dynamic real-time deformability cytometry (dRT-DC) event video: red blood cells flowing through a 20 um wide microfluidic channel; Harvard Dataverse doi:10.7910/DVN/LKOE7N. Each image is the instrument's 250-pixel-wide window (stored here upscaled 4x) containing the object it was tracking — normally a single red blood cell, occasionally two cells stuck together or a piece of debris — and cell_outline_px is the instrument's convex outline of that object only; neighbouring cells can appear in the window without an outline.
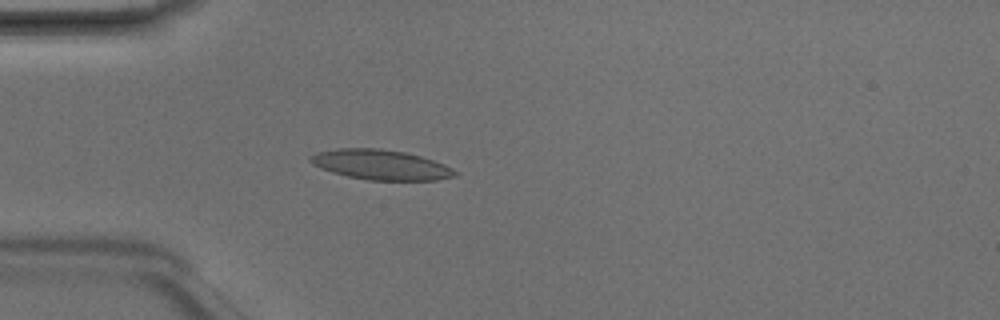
{"species": "Egyptian fruit bat (a non-hibernating species)", "species_latin": "Rousettus aegyptiacus", "temperature_condition": "room temperature", "stored_images_in_passage": 4, "camera_frame_rate_fps": 3000, "um_per_image_px": 0.085, "animal": {"sex": "male"}, "frame": {"image": 1, "passage_image": 4, "time_ms": 1.0, "image_size_px": [1000, 320], "cell_outline_px": [[460, 172], [456, 176], [436, 180], [368, 180], [348, 176], [332, 172], [320, 168], [312, 164], [308, 160], [308, 156], [316, 152], [336, 148], [380, 148], [404, 152], [420, 156], [444, 164]], "centroid_in_image_um": [32.34, 14.0], "position_along_channel_um": 52.7, "area_um2": 25.43}}